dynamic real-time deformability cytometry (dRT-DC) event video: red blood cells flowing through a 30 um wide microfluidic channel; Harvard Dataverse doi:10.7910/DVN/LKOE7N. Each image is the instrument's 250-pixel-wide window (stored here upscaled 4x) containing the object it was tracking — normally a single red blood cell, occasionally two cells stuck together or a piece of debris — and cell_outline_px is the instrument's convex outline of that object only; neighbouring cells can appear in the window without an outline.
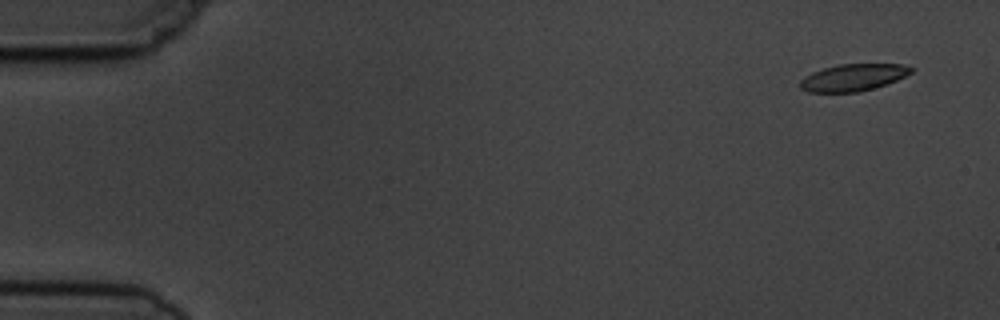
{"species": "common noctule bat (a hibernating species)", "species_latin": "Nyctalus noctula", "temperature_condition": "cold", "stored_images_in_passage": 6, "camera_frame_rate_fps": 3000, "um_per_image_px": 0.085, "animal": {"sex": "male", "body_mass_g": 19.5, "forearm_length_mm": 54.6}, "frame": {"image": 1, "passage_image": 1, "time_ms": 0.0, "image_size_px": [1000, 320], "cell_outline_px": [[916, 68], [912, 72], [896, 80], [872, 88], [856, 92], [808, 92], [800, 88], [800, 80], [804, 76], [812, 72], [824, 68], [840, 64], [904, 64]], "centroid_in_image_um": [72.51, 6.57], "position_along_channel_um": 12.5, "area_um2": 17.34}}
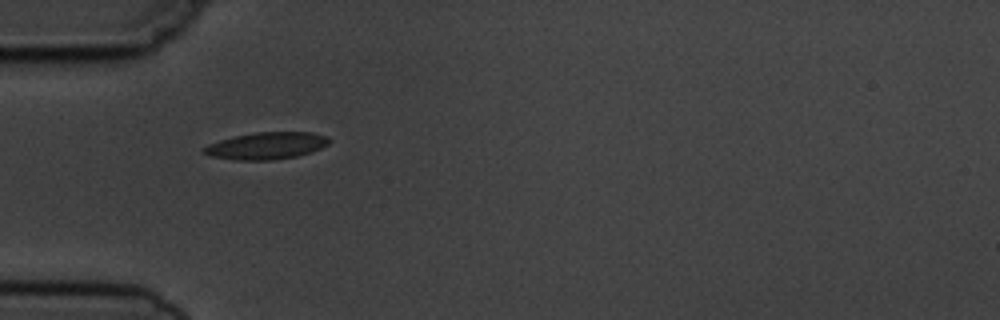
{"frame": {"image": 2, "passage_image": 5, "time_ms": 4.667, "image_size_px": [1000, 320], "cell_outline_px": [[332, 140], [328, 144], [312, 152], [296, 156], [272, 160], [236, 160], [208, 156], [200, 152], [208, 144], [220, 140], [236, 136], [256, 132], [312, 132], [328, 136]], "centroid_in_image_um": [22.65, 12.39], "position_along_channel_um": 62.3, "area_um2": 19.83}}
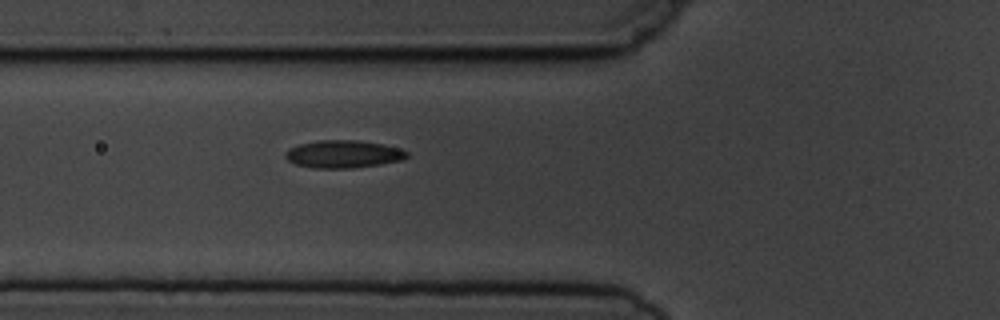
{"frame": {"image": 3, "passage_image": 6, "time_ms": 5.667, "image_size_px": [1000, 320], "cell_outline_px": [[408, 156], [404, 160], [380, 164], [352, 168], [312, 168], [296, 164], [288, 160], [284, 156], [284, 152], [288, 148], [300, 144], [316, 140], [356, 140], [384, 144], [400, 148], [408, 152]], "centroid_in_image_um": [29.18, 13.09], "position_along_channel_um": 96.6, "area_um2": 19.77}}